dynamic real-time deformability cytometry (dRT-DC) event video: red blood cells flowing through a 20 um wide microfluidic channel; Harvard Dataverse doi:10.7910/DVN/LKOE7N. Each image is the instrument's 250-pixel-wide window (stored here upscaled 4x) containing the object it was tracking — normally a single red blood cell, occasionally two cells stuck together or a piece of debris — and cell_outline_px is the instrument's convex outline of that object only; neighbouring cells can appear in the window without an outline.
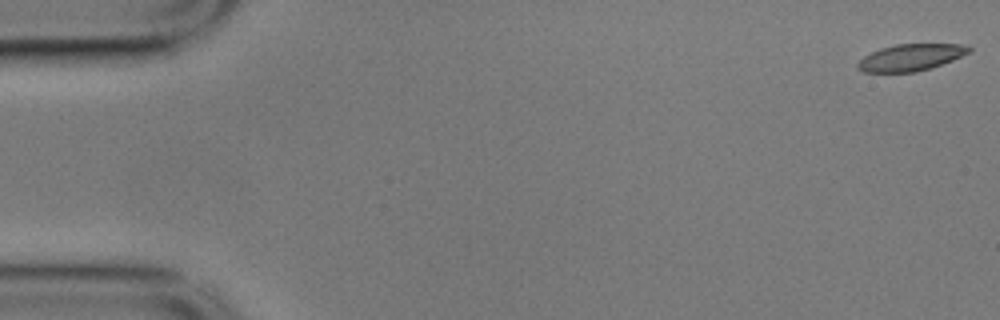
{"species": "common noctule bat (a hibernating species)", "species_latin": "Nyctalus noctula", "temperature_condition": "cold", "stored_images_in_passage": 16, "camera_frame_rate_fps": 3000, "um_per_image_px": 0.085, "animal": {"sex": "male", "body_mass_g": 17.9}, "frame": {"image": 1, "passage_image": 1, "time_ms": 0.0, "image_size_px": [1000, 320], "cell_outline_px": [[972, 48], [968, 52], [952, 60], [916, 72], [864, 72], [856, 68], [856, 64], [864, 56], [880, 48], [896, 44], [960, 44]], "centroid_in_image_um": [77.35, 4.88], "position_along_channel_um": 7.7, "area_um2": 17.05}}
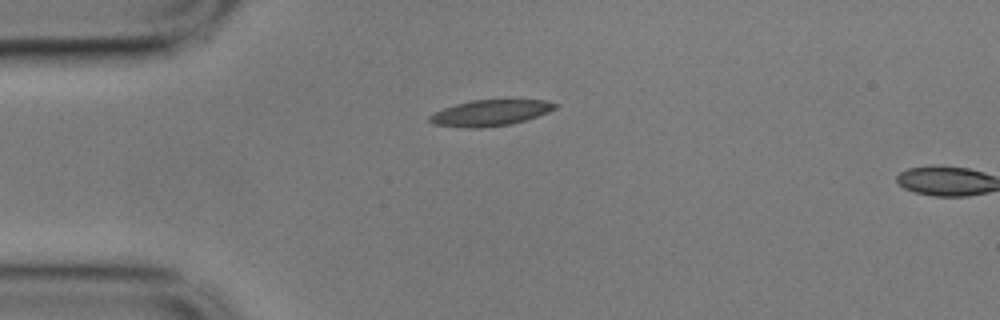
{"frame": {"image": 2, "passage_image": 14, "time_ms": 4.333, "image_size_px": [1000, 320], "cell_outline_px": [[556, 108], [548, 112], [512, 124], [480, 128], [464, 128], [432, 124], [428, 120], [428, 116], [444, 108], [456, 104], [472, 100], [544, 100], [556, 104]], "centroid_in_image_um": [41.62, 9.6], "position_along_channel_um": 43.4, "area_um2": 18.84}}